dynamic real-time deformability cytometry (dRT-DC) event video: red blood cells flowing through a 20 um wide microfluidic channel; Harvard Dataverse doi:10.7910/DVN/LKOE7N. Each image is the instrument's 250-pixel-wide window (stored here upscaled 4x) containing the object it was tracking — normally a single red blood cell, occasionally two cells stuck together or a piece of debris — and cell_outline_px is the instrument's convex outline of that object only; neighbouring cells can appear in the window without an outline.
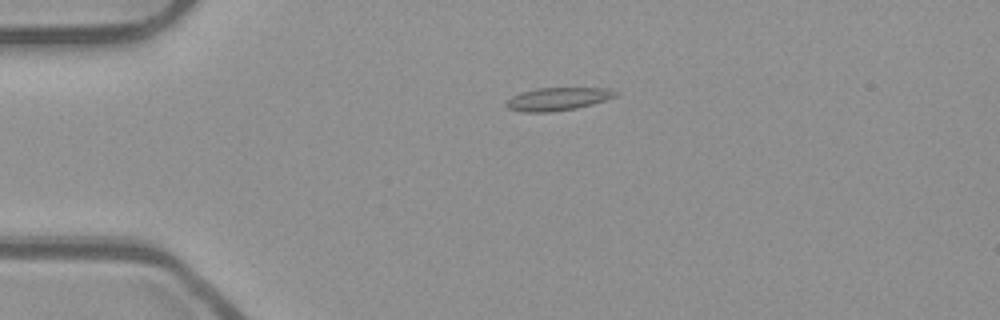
{"species": "common noctule bat (a hibernating species)", "species_latin": "Nyctalus noctula", "temperature_condition": "room temperature", "stored_images_in_passage": 35, "camera_frame_rate_fps": 3000, "um_per_image_px": 0.085, "animal": {"sex": "male", "body_mass_g": 23.1, "forearm_length_mm": 52.7}, "frame": {"image": 1, "passage_image": 2, "time_ms": 0.333, "image_size_px": [1000, 320], "cell_outline_px": [[620, 96], [592, 104], [576, 108], [552, 112], [520, 112], [508, 108], [504, 104], [512, 96], [520, 92], [536, 88], [608, 88], [616, 92]], "centroid_in_image_um": [47.4, 8.41], "position_along_channel_um": 37.6, "area_um2": 14.74}}
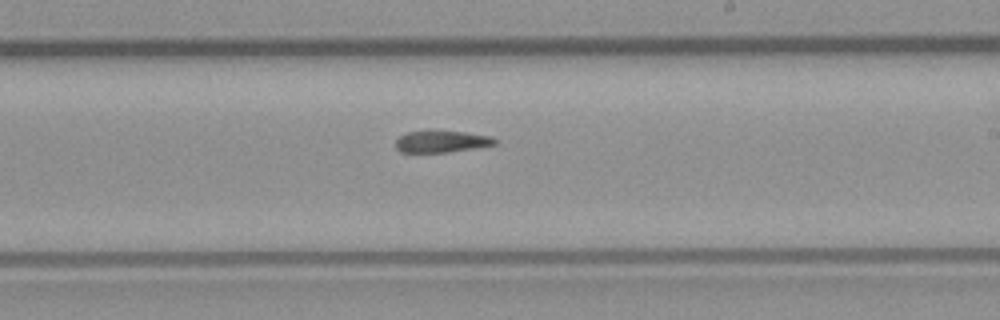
{"frame": {"image": 2, "passage_image": 21, "time_ms": 6.667, "image_size_px": [1000, 320], "cell_outline_px": [[500, 140], [496, 144], [476, 148], [448, 152], [400, 152], [396, 148], [396, 140], [400, 136], [408, 132], [428, 128], [464, 132], [492, 136]], "centroid_in_image_um": [37.55, 11.99], "position_along_channel_um": 251.4, "area_um2": 13.18}}
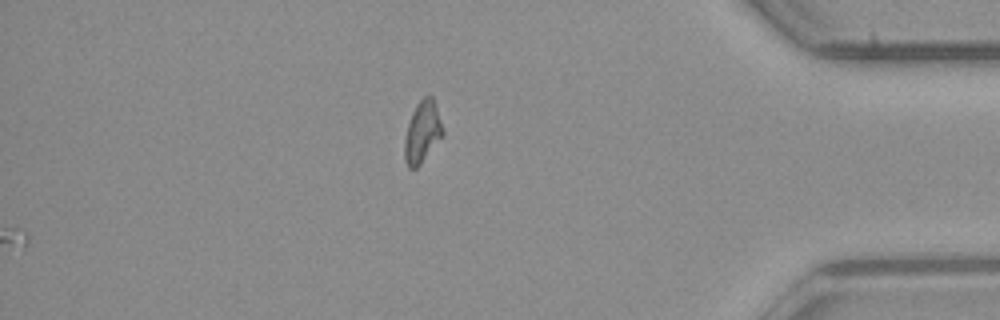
{"frame": {"image": 3, "passage_image": 35, "time_ms": 11.333, "image_size_px": [1000, 320], "cell_outline_px": [[444, 136], [420, 164], [416, 168], [408, 168], [404, 160], [404, 140], [408, 124], [412, 112], [416, 104], [424, 96], [432, 96], [444, 132]], "centroid_in_image_um": [35.89, 11.25], "position_along_channel_um": 399.3, "area_um2": 13.7}, "authors_computed_cell_mechanics": {"area_um2": 13.6986, "velocity_mm_per_s": 3.9522, "shape_relaxation_time_tau1_ms": null, "shape_relaxation_time_tau2_ms": 4.3982, "deformation_change_tau1": null, "deformation_change_tau2": 0.1213}}